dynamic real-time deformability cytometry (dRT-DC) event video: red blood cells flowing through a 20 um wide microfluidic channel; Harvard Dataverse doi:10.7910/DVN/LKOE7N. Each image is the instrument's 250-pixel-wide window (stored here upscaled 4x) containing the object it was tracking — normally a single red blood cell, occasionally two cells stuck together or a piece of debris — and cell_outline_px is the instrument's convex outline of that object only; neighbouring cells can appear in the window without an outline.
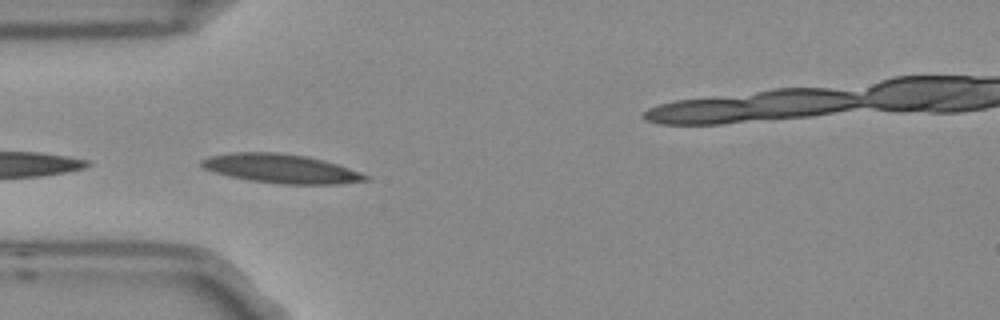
{"species": "Egyptian fruit bat (a non-hibernating species)", "species_latin": "Rousettus aegyptiacus", "temperature_condition": "room temperature", "stored_images_in_passage": 5, "camera_frame_rate_fps": 3000, "um_per_image_px": 0.085, "frame": {"image": 1, "passage_image": 5, "time_ms": 1.333, "image_size_px": [1000, 320], "cell_outline_px": [[372, 176], [368, 180], [340, 184], [280, 184], [248, 180], [216, 172], [204, 168], [200, 164], [200, 160], [208, 156], [232, 152], [280, 152], [308, 156], [324, 160]], "centroid_in_image_um": [23.91, 14.32], "position_along_channel_um": 61.1, "area_um2": 27.8}}